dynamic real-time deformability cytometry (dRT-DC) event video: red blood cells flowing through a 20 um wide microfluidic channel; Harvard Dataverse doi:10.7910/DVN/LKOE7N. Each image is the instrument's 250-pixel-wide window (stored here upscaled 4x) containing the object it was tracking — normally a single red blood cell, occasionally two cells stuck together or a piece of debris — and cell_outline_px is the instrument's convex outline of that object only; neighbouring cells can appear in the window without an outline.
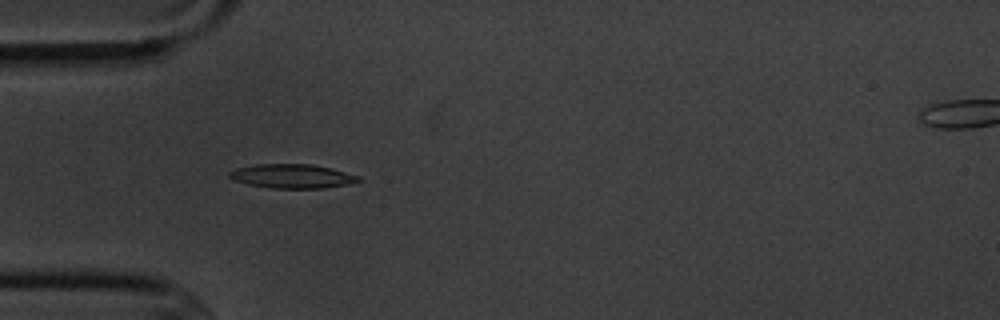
{"species": "common noctule bat (a hibernating species)", "species_latin": "Nyctalus noctula", "temperature_condition": "cold", "stored_images_in_passage": 15, "camera_frame_rate_fps": 3000, "um_per_image_px": 0.085, "animal": {"sex": "male", "body_mass_g": 20.1, "forearm_length_mm": 53.5}, "frame": {"image": 1, "passage_image": 5, "time_ms": 5.333, "image_size_px": [1000, 320], "cell_outline_px": [[364, 180], [348, 184], [324, 188], [272, 188], [248, 184], [236, 180], [228, 176], [228, 172], [236, 168], [256, 164], [312, 164], [332, 168], [360, 176]], "centroid_in_image_um": [24.88, 14.97], "position_along_channel_um": 60.1, "area_um2": 18.15}}
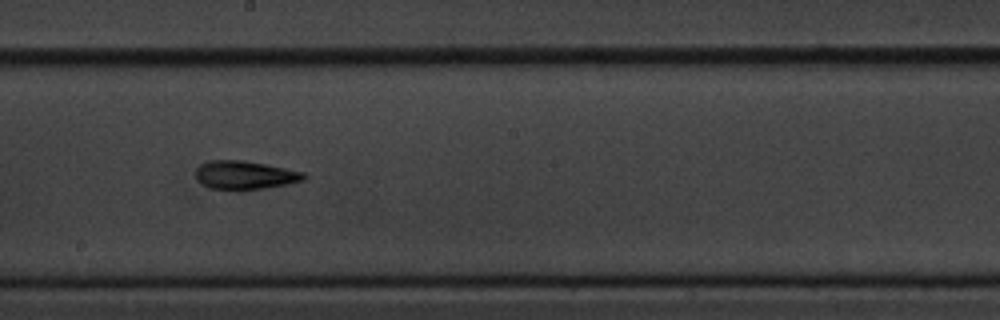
{"frame": {"image": 2, "passage_image": 9, "time_ms": 10.0, "image_size_px": [1000, 320], "cell_outline_px": [[308, 176], [304, 180], [288, 184], [240, 192], [232, 192], [208, 188], [200, 184], [196, 180], [196, 168], [200, 164], [208, 160], [244, 160], [304, 172]], "centroid_in_image_um": [20.75, 14.92], "position_along_channel_um": 227.4, "area_um2": 18.67}}
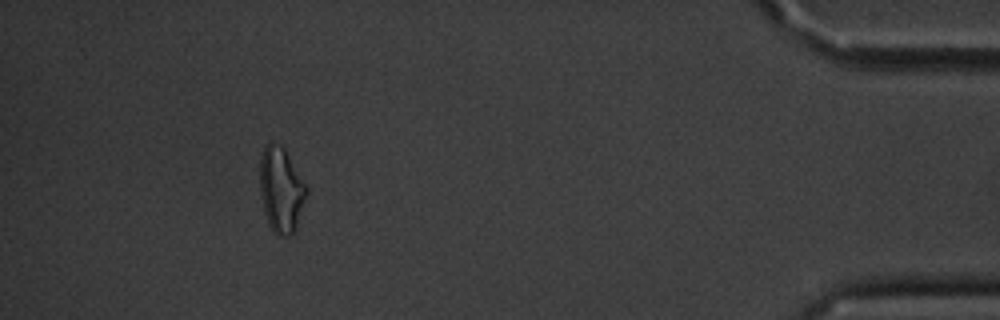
{"frame": {"image": 3, "passage_image": 14, "time_ms": 16.667, "image_size_px": [1000, 320], "cell_outline_px": [[308, 196], [296, 228], [292, 236], [276, 236], [272, 232], [268, 224], [264, 212], [260, 192], [260, 156], [264, 144], [272, 140], [284, 148], [308, 188]], "centroid_in_image_um": [23.89, 16.15], "position_along_channel_um": 411.3, "area_um2": 23.7}, "authors_computed_cell_mechanics": {"area_um2": 17.1666, "velocity_mm_per_s": 3.631, "shape_relaxation_time_tau1_ms": 4.1633, "shape_relaxation_time_tau2_ms": 3.8467, "deformation_change_tau1": 0.1325, "deformation_change_tau2": 0.1305}}